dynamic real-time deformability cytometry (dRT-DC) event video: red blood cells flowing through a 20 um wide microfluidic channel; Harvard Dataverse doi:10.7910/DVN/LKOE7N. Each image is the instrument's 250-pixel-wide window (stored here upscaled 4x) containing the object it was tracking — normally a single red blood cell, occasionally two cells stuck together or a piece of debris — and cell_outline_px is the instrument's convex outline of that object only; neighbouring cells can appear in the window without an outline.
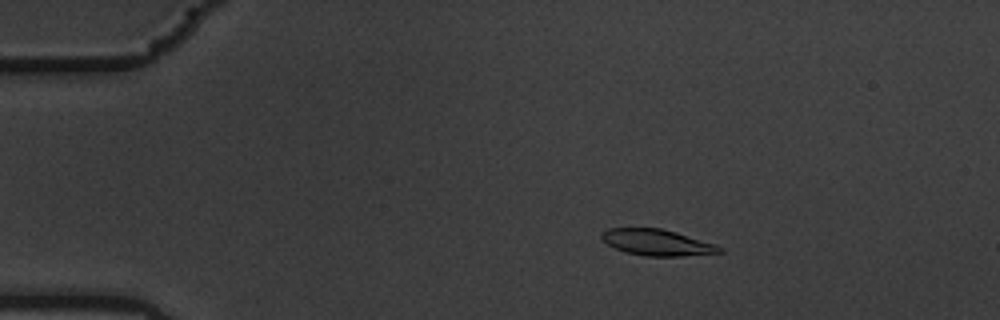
{"species": "common noctule bat (a hibernating species)", "species_latin": "Nyctalus noctula", "temperature_condition": "warm", "stored_images_in_passage": 58, "camera_frame_rate_fps": 3000, "um_per_image_px": 0.085, "animal": {"sex": "male", "body_mass_g": 19.5, "forearm_length_mm": 54.6}, "frame": {"image": 1, "passage_image": 11, "time_ms": 3.333, "image_size_px": [1000, 320], "cell_outline_px": [[724, 252], [680, 256], [644, 256], [624, 252], [608, 244], [600, 236], [600, 232], [608, 228], [660, 228], [676, 232], [716, 244], [724, 248]], "centroid_in_image_um": [55.85, 20.61], "position_along_channel_um": 29.1, "area_um2": 18.03}}
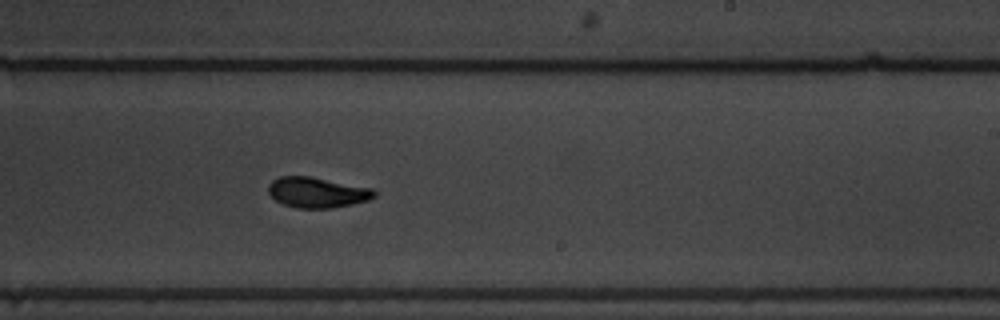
{"frame": {"image": 2, "passage_image": 36, "time_ms": 11.667, "image_size_px": [1000, 320], "cell_outline_px": [[376, 196], [368, 200], [352, 204], [332, 208], [296, 208], [284, 204], [276, 200], [268, 192], [268, 184], [272, 180], [280, 176], [308, 176], [372, 188], [376, 192]], "centroid_in_image_um": [26.95, 16.35], "position_along_channel_um": 262.1, "area_um2": 18.73}}
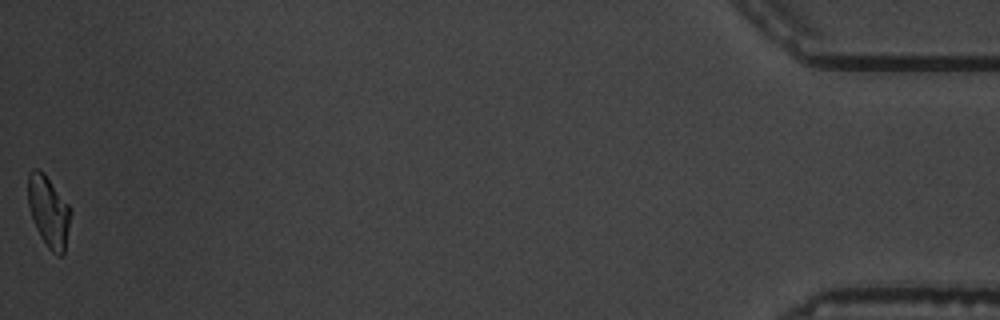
{"frame": {"image": 3, "passage_image": 58, "time_ms": 19.0, "image_size_px": [1000, 320], "cell_outline_px": [[72, 212], [64, 256], [56, 256], [48, 248], [40, 236], [36, 228], [28, 204], [28, 172], [32, 168], [36, 168], [44, 172], [68, 204]], "centroid_in_image_um": [4.15, 17.99], "position_along_channel_um": 431.1, "area_um2": 17.86}, "authors_computed_cell_mechanics": {"area_um2": 18.6116, "velocity_mm_per_s": 3.5663, "shape_relaxation_time_tau1_ms": 3.6473, "shape_relaxation_time_tau2_ms": 1.6457, "deformation_change_tau1": 0.1555, "deformation_change_tau2": 0.0611}}